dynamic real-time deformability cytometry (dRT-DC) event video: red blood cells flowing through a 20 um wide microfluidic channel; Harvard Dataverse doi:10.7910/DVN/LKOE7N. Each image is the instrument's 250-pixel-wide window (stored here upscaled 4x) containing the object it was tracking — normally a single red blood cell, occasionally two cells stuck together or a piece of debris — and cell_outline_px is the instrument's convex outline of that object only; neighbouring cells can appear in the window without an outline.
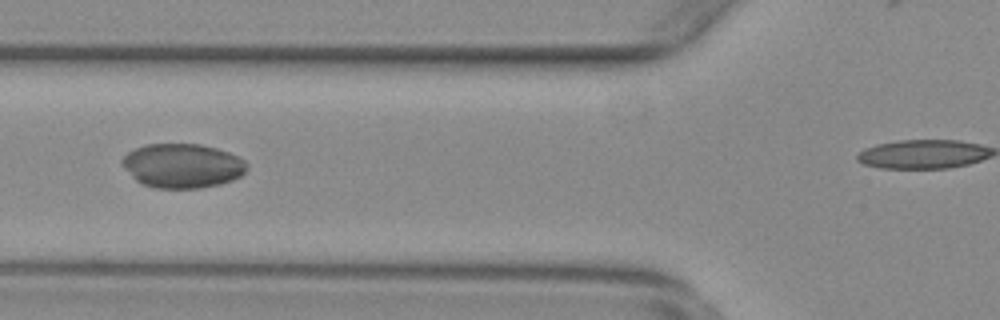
{"species": "common noctule bat (a hibernating species)", "species_latin": "Nyctalus noctula", "temperature_condition": "warm", "stored_images_in_passage": 29, "camera_frame_rate_fps": 3000, "um_per_image_px": 0.085, "animal": {"sex": "female", "body_mass_g": 29.2, "forearm_length_mm": 56.3}, "frame": {"image": 1, "passage_image": 5, "time_ms": 1.333, "image_size_px": [1000, 320], "cell_outline_px": [[248, 168], [240, 176], [232, 180], [220, 184], [200, 188], [156, 188], [140, 184], [120, 164], [120, 160], [128, 152], [136, 148], [148, 144], [200, 144], [216, 148], [228, 152], [244, 160], [248, 164]], "centroid_in_image_um": [15.49, 14.09], "position_along_channel_um": 110.3, "area_um2": 32.25}}
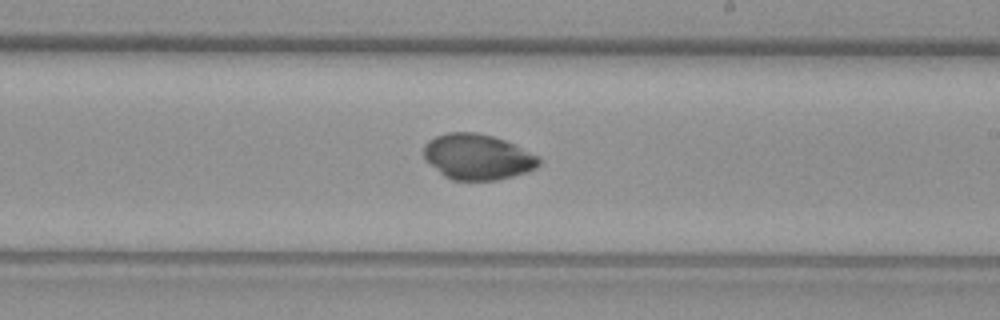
{"frame": {"image": 2, "passage_image": 16, "time_ms": 5.0, "image_size_px": [1000, 320], "cell_outline_px": [[540, 164], [536, 168], [528, 172], [496, 180], [452, 180], [444, 176], [424, 160], [424, 144], [428, 140], [436, 136], [448, 132], [476, 132], [492, 136], [504, 140], [540, 156]], "centroid_in_image_um": [40.58, 13.33], "position_along_channel_um": 248.4, "area_um2": 30.75}}
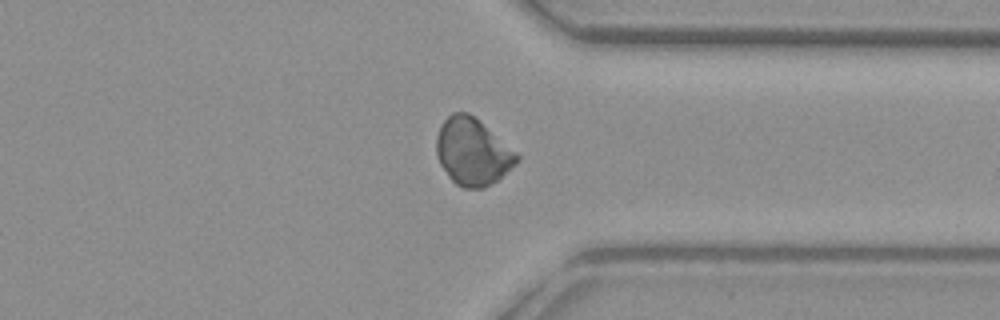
{"frame": {"image": 3, "passage_image": 26, "time_ms": 8.333, "image_size_px": [1000, 320], "cell_outline_px": [[520, 160], [516, 164], [496, 180], [484, 188], [464, 188], [456, 184], [448, 176], [440, 164], [436, 156], [436, 136], [440, 124], [452, 112], [468, 112], [516, 152], [520, 156]], "centroid_in_image_um": [40.13, 12.9], "position_along_channel_um": 371.3, "area_um2": 31.1}}